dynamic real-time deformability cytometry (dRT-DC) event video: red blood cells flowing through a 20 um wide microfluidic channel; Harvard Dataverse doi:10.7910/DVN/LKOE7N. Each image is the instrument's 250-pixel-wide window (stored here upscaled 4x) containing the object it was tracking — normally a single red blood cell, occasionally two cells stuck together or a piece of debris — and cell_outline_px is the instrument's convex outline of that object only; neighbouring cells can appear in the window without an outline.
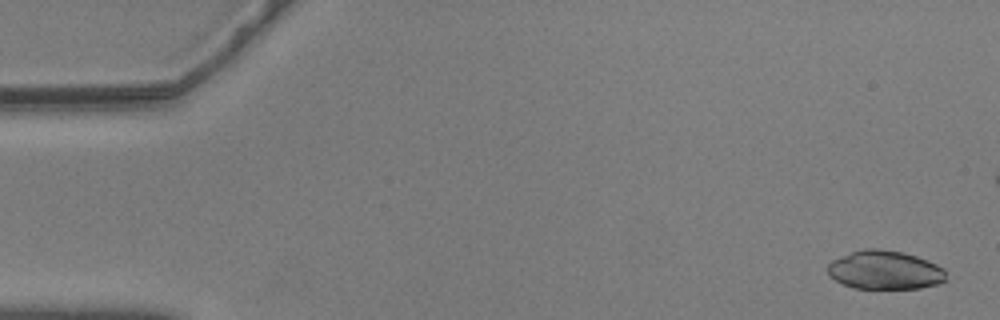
{"species": "common noctule bat (a hibernating species)", "species_latin": "Nyctalus noctula", "temperature_condition": "warm", "stored_images_in_passage": 51, "camera_frame_rate_fps": 3000, "um_per_image_px": 0.085, "animal": {"sex": "male", "body_mass_g": 20.5, "forearm_length_mm": 52.5}, "frame": {"image": 1, "passage_image": 2, "time_ms": 0.333, "image_size_px": [1000, 320], "cell_outline_px": [[948, 280], [940, 284], [920, 288], [852, 288], [828, 276], [828, 264], [832, 260], [852, 252], [864, 248], [880, 248], [904, 252], [916, 256], [936, 264], [944, 268]], "centroid_in_image_um": [75.24, 22.95], "position_along_channel_um": 9.8, "area_um2": 26.88}}
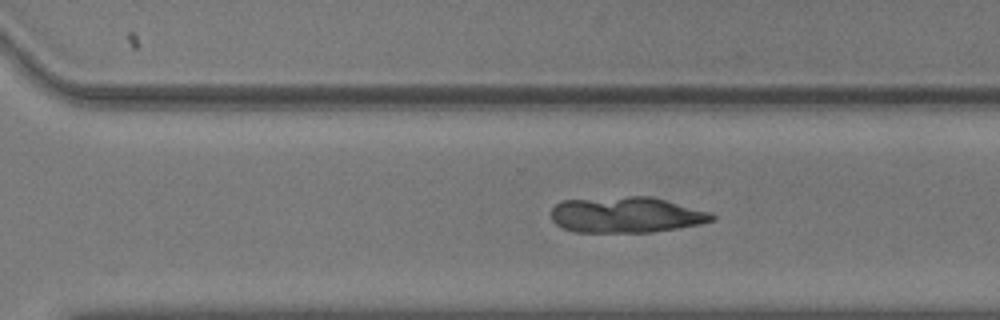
{"frame": {"image": 2, "passage_image": 39, "time_ms": 12.667, "image_size_px": [1000, 320], "cell_outline_px": [[716, 216], [712, 220], [700, 224], [652, 232], [576, 232], [564, 228], [556, 224], [552, 220], [552, 208], [560, 200], [628, 196], [652, 196], [708, 212]], "centroid_in_image_um": [53.18, 18.25], "position_along_channel_um": 317.4, "area_um2": 33.47}}
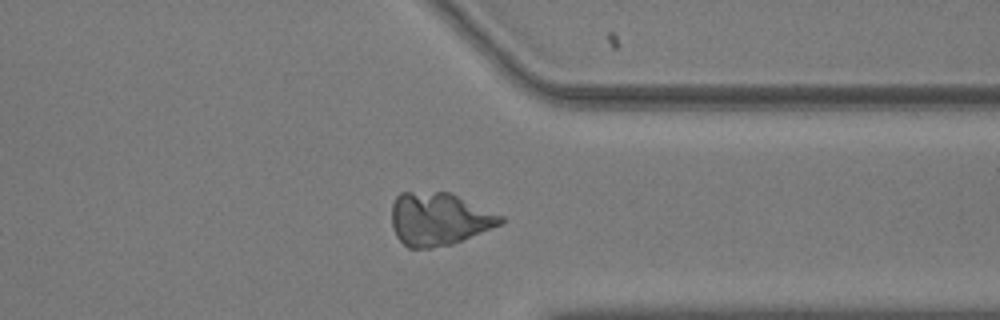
{"frame": {"image": 3, "passage_image": 44, "time_ms": 14.333, "image_size_px": [1000, 320], "cell_outline_px": [[504, 220], [500, 224], [452, 244], [432, 248], [408, 248], [396, 236], [392, 228], [392, 204], [396, 196], [400, 192], [452, 192], [504, 216]], "centroid_in_image_um": [37.29, 18.6], "position_along_channel_um": 374.1, "area_um2": 33.64}}